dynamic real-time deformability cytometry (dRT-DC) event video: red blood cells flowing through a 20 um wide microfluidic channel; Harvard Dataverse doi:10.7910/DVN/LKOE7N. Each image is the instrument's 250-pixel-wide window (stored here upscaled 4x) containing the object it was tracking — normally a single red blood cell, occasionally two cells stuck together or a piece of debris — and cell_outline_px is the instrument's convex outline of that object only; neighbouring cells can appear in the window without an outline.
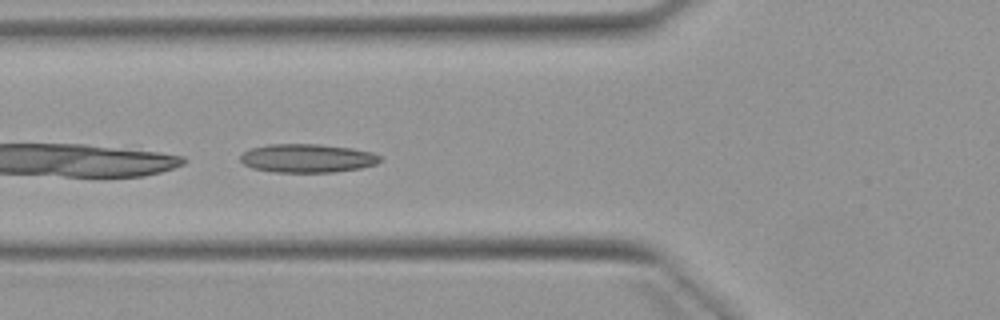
{"species": "Egyptian fruit bat (a non-hibernating species)", "species_latin": "Rousettus aegyptiacus", "temperature_condition": "warm", "stored_images_in_passage": 4, "camera_frame_rate_fps": 3000, "um_per_image_px": 0.085, "animal": {"sex": "female"}, "frame": {"image": 1, "passage_image": 4, "time_ms": 4.333, "image_size_px": [1000, 320], "cell_outline_px": [[380, 160], [376, 164], [360, 168], [332, 172], [272, 172], [252, 168], [244, 164], [240, 160], [240, 156], [244, 152], [252, 148], [268, 144], [320, 144], [352, 148], [372, 152], [380, 156]], "centroid_in_image_um": [26.11, 13.45], "position_along_channel_um": 99.7, "area_um2": 23.24}}